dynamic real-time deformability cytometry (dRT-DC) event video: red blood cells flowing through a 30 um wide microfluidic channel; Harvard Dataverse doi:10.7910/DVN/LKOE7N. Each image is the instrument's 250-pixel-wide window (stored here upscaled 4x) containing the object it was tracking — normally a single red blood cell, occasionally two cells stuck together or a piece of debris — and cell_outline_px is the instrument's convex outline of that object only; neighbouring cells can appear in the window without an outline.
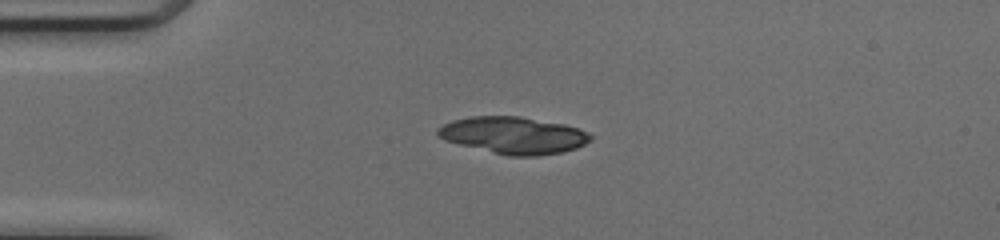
{"species": "common noctule bat (a hibernating species)", "species_latin": "Nyctalus noctula", "temperature_condition": "cold", "stored_images_in_passage": 37, "camera_frame_rate_fps": 3000, "um_per_image_px": 0.085, "animal": {"sex": "female", "body_mass_g": 17.0, "forearm_length_mm": 48.0}, "frame": {"image": 1, "passage_image": 1, "time_ms": 0.0, "image_size_px": [1000, 240], "cell_outline_px": [[592, 140], [576, 148], [564, 152], [536, 156], [508, 156], [444, 140], [436, 132], [436, 128], [452, 120], [472, 116], [520, 116], [564, 124], [580, 128], [588, 132], [592, 136]], "centroid_in_image_um": [43.68, 11.49], "position_along_channel_um": 41.3, "area_um2": 32.95}}